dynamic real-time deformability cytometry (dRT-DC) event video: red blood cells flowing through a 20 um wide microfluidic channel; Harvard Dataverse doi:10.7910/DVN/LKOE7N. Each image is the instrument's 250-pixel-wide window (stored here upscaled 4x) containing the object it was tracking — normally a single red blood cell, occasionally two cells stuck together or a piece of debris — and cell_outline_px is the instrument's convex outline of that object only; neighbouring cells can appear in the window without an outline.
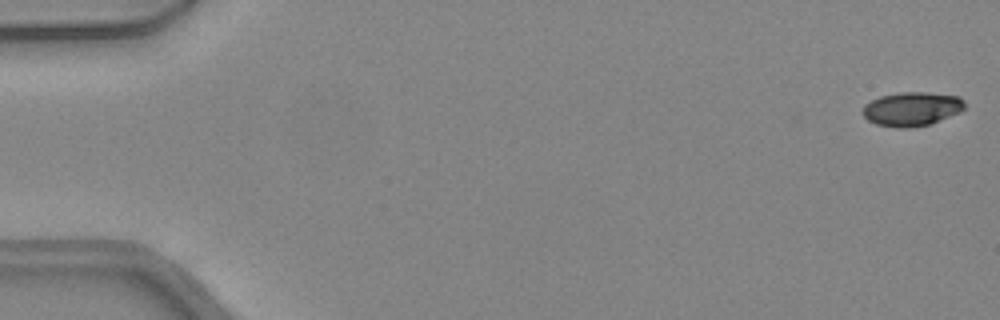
{"species": "common noctule bat (a hibernating species)", "species_latin": "Nyctalus noctula", "temperature_condition": "warm", "stored_images_in_passage": 47, "camera_frame_rate_fps": 3000, "um_per_image_px": 0.085, "animal": {"sex": "female", "body_mass_g": 24.6, "forearm_length_mm": 56.2}, "frame": {"image": 1, "passage_image": 1, "time_ms": 0.0, "image_size_px": [1000, 320], "cell_outline_px": [[964, 108], [960, 112], [932, 124], [912, 128], [896, 128], [876, 124], [868, 120], [860, 112], [864, 104], [880, 96], [900, 92], [928, 92], [960, 96], [964, 100]], "centroid_in_image_um": [77.5, 9.27], "position_along_channel_um": 7.5, "area_um2": 20.58}}
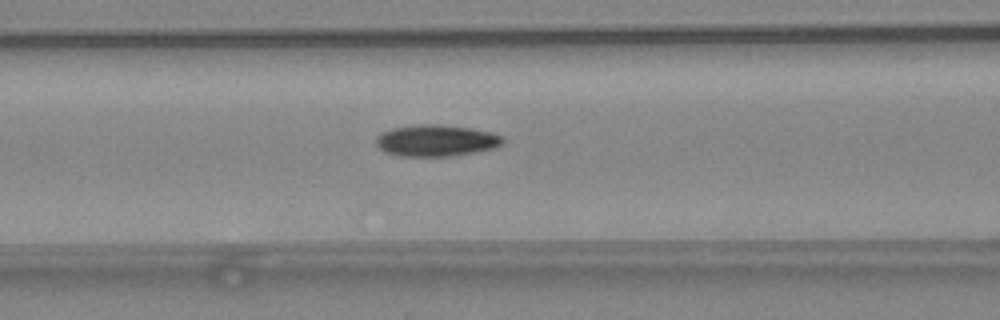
{"frame": {"image": 2, "passage_image": 20, "time_ms": 6.333, "image_size_px": [1000, 320], "cell_outline_px": [[504, 144], [496, 148], [452, 156], [400, 156], [384, 152], [376, 144], [376, 136], [392, 128], [420, 124], [440, 124], [472, 128], [488, 132], [500, 136], [504, 140]], "centroid_in_image_um": [37.07, 11.95], "position_along_channel_um": 129.5, "area_um2": 23.29}}
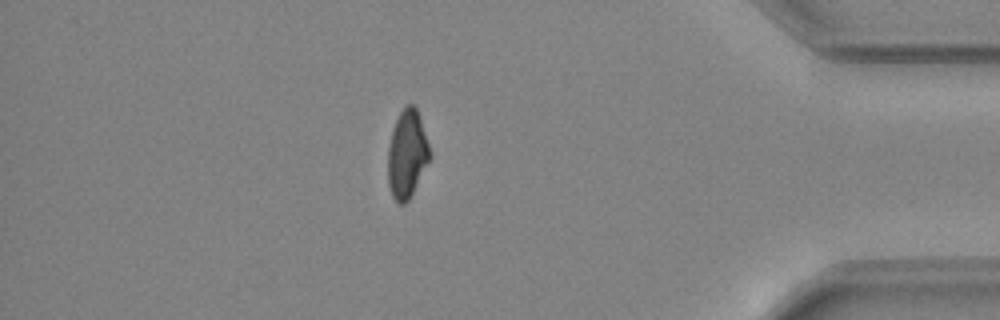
{"frame": {"image": 3, "passage_image": 41, "time_ms": 13.333, "image_size_px": [1000, 320], "cell_outline_px": [[432, 156], [408, 200], [404, 204], [400, 204], [392, 196], [388, 184], [388, 148], [392, 132], [396, 120], [400, 112], [408, 104], [412, 104], [416, 108]], "centroid_in_image_um": [34.59, 13.12], "position_along_channel_um": 400.6, "area_um2": 21.04}, "authors_computed_cell_mechanics": {"area_um2": 21.964, "velocity_mm_per_s": 4.4257, "shape_relaxation_time_tau1_ms": 4.5017, "shape_relaxation_time_tau2_ms": null, "deformation_change_tau1": 0.1705, "deformation_change_tau2": null}}